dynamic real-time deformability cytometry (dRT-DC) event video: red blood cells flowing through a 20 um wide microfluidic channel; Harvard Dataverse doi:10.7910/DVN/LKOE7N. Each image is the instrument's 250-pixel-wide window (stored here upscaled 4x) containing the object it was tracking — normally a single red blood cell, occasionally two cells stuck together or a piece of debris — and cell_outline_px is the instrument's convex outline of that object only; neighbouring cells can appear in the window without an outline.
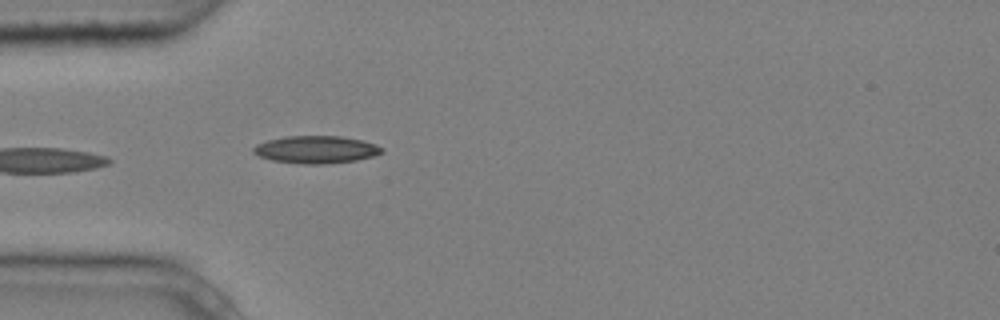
{"species": "common noctule bat (a hibernating species)", "species_latin": "Nyctalus noctula", "temperature_condition": "cold", "stored_images_in_passage": 5, "camera_frame_rate_fps": 3000, "um_per_image_px": 0.085, "animal": {"sex": "male", "body_mass_g": 20.4}, "frame": {"image": 1, "passage_image": 5, "time_ms": 1.333, "image_size_px": [1000, 320], "cell_outline_px": [[384, 152], [372, 156], [356, 160], [324, 164], [304, 164], [272, 160], [260, 156], [252, 152], [252, 148], [256, 144], [268, 140], [288, 136], [340, 136], [360, 140], [376, 144], [384, 148]], "centroid_in_image_um": [26.87, 12.71], "position_along_channel_um": 58.1, "area_um2": 20.46}}